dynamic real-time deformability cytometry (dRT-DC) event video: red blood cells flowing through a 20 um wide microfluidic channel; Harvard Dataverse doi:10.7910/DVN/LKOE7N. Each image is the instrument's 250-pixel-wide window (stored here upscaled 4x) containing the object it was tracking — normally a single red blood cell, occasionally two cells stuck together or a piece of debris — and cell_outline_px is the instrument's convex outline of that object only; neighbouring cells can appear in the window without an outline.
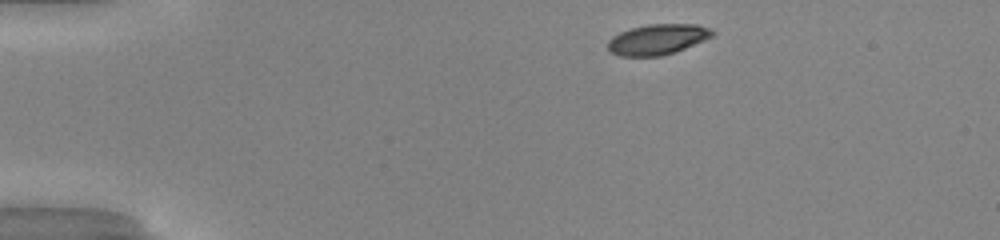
{"species": "common noctule bat (a hibernating species)", "species_latin": "Nyctalus noctula", "temperature_condition": "warm", "stored_images_in_passage": 43, "camera_frame_rate_fps": 3000, "um_per_image_px": 0.085, "animal": {"sex": "male", "body_mass_g": 20.0, "forearm_length_mm": 53.3}, "frame": {"image": 1, "passage_image": 2, "time_ms": 0.333, "image_size_px": [1000, 240], "cell_outline_px": [[716, 36], [684, 48], [660, 56], [620, 56], [608, 52], [608, 40], [612, 36], [620, 32], [632, 28], [648, 24], [696, 24], [712, 28], [716, 32]], "centroid_in_image_um": [55.91, 3.34], "position_along_channel_um": 29.1, "area_um2": 18.73}}
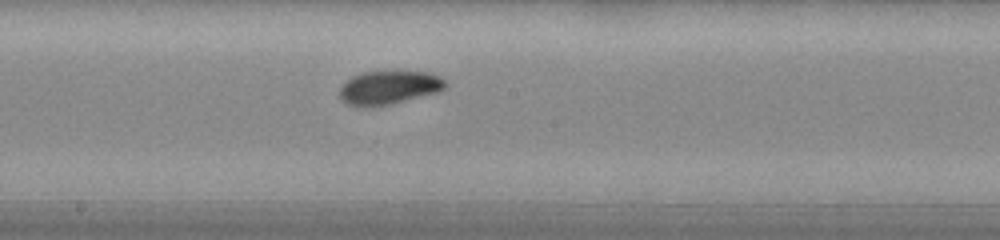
{"frame": {"image": 2, "passage_image": 21, "time_ms": 6.667, "image_size_px": [1000, 240], "cell_outline_px": [[448, 84], [444, 88], [436, 92], [388, 104], [360, 108], [348, 104], [340, 96], [340, 88], [352, 76], [364, 72], [428, 72], [440, 76]], "centroid_in_image_um": [33.05, 7.44], "position_along_channel_um": 215.2, "area_um2": 20.23}}
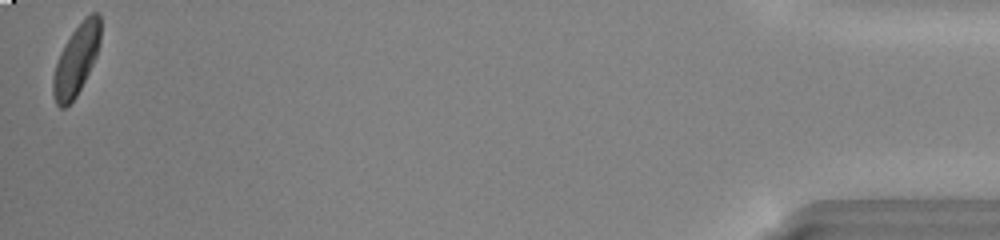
{"frame": {"image": 3, "passage_image": 43, "time_ms": 14.0, "image_size_px": [1000, 240], "cell_outline_px": [[100, 44], [96, 56], [76, 96], [64, 108], [60, 108], [56, 104], [52, 92], [52, 76], [60, 52], [64, 44], [72, 32], [92, 12], [100, 12]], "centroid_in_image_um": [6.46, 5.1], "position_along_channel_um": 428.7, "area_um2": 19.13}, "authors_computed_cell_mechanics": {"area_um2": 19.941, "velocity_mm_per_s": 4.097, "shape_relaxation_time_tau1_ms": 2.8331, "shape_relaxation_time_tau2_ms": 2.1114, "deformation_change_tau1": 0.1446, "deformation_change_tau2": 0.0606}}